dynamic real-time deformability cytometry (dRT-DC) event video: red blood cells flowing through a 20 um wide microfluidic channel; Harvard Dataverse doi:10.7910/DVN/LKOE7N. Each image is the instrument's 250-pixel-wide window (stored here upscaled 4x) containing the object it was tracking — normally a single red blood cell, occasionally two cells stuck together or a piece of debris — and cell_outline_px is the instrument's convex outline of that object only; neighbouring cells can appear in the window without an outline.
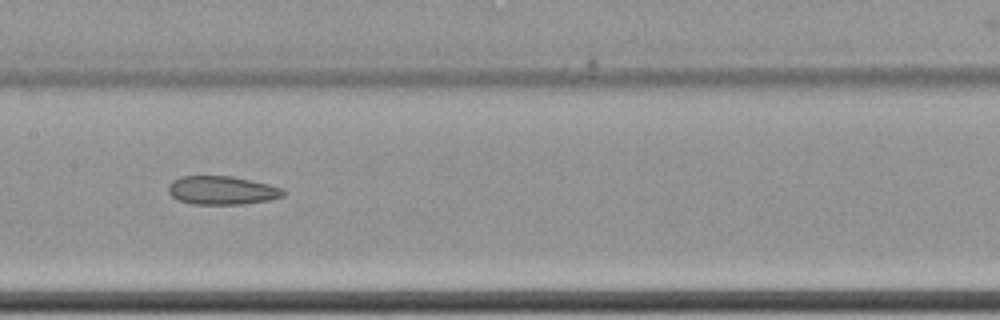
{"species": "common noctule bat (a hibernating species)", "species_latin": "Nyctalus noctula", "temperature_condition": "cold", "stored_images_in_passage": 13, "camera_frame_rate_fps": 3000, "um_per_image_px": 0.085, "animal": {"sex": "female", "body_mass_g": 22.7, "forearm_length_mm": 54.2}, "frame": {"image": 1, "passage_image": 10, "time_ms": 3.0, "image_size_px": [1000, 320], "cell_outline_px": [[284, 196], [268, 200], [244, 204], [192, 204], [176, 200], [168, 192], [168, 184], [172, 180], [180, 176], [232, 176], [268, 184], [284, 188]], "centroid_in_image_um": [18.83, 16.18], "position_along_channel_um": 188.6, "area_um2": 19.25}}
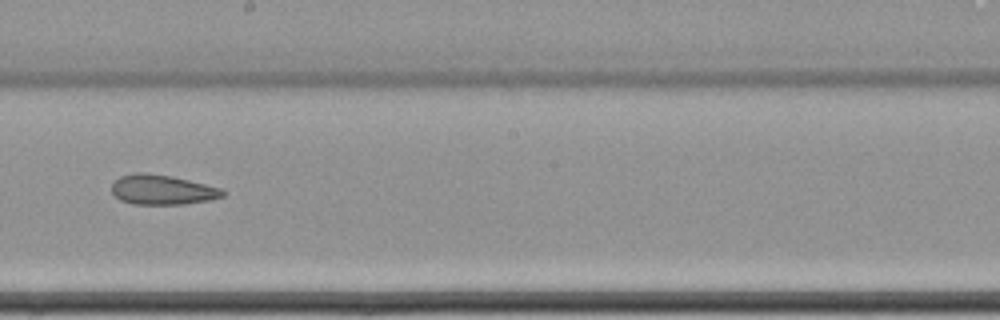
{"frame": {"image": 2, "passage_image": 11, "time_ms": 3.333, "image_size_px": [1000, 320], "cell_outline_px": [[224, 196], [208, 200], [184, 204], [132, 204], [120, 200], [112, 192], [112, 184], [120, 176], [136, 172], [144, 172], [172, 176], [220, 188], [224, 192]], "centroid_in_image_um": [13.75, 16.12], "position_along_channel_um": 234.4, "area_um2": 19.13}}
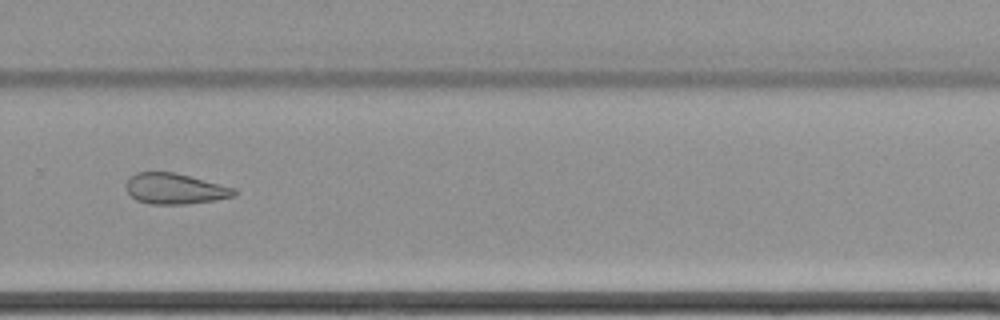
{"frame": {"image": 3, "passage_image": 13, "time_ms": 4.0, "image_size_px": [1000, 320], "cell_outline_px": [[240, 192], [236, 196], [188, 204], [148, 204], [136, 200], [128, 192], [124, 184], [136, 172], [172, 172], [236, 188]], "centroid_in_image_um": [14.88, 16.05], "position_along_channel_um": 314.9, "area_um2": 19.31}}